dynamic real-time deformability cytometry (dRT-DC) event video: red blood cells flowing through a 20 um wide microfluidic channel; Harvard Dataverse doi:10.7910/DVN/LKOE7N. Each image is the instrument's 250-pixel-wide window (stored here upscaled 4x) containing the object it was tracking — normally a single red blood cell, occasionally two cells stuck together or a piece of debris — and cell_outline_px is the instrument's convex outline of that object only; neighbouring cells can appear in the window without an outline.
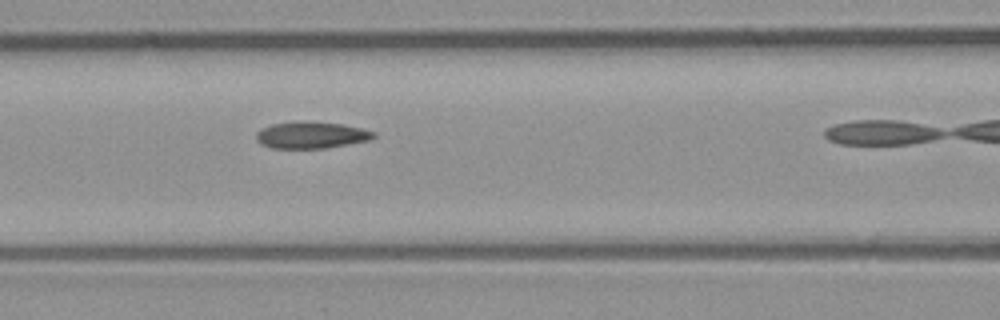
{"species": "common noctule bat (a hibernating species)", "species_latin": "Nyctalus noctula", "temperature_condition": "room temperature", "stored_images_in_passage": 21, "camera_frame_rate_fps": 3000, "um_per_image_px": 0.085, "animal": {"sex": "male", "body_mass_g": 23.1, "forearm_length_mm": 52.7}, "frame": {"image": 1, "passage_image": 18, "time_ms": 5.667, "image_size_px": [1000, 320], "cell_outline_px": [[376, 136], [368, 140], [324, 148], [272, 148], [260, 144], [256, 140], [256, 132], [272, 124], [296, 120], [308, 120], [344, 124], [376, 132]], "centroid_in_image_um": [26.43, 11.46], "position_along_channel_um": 140.2, "area_um2": 18.44}}